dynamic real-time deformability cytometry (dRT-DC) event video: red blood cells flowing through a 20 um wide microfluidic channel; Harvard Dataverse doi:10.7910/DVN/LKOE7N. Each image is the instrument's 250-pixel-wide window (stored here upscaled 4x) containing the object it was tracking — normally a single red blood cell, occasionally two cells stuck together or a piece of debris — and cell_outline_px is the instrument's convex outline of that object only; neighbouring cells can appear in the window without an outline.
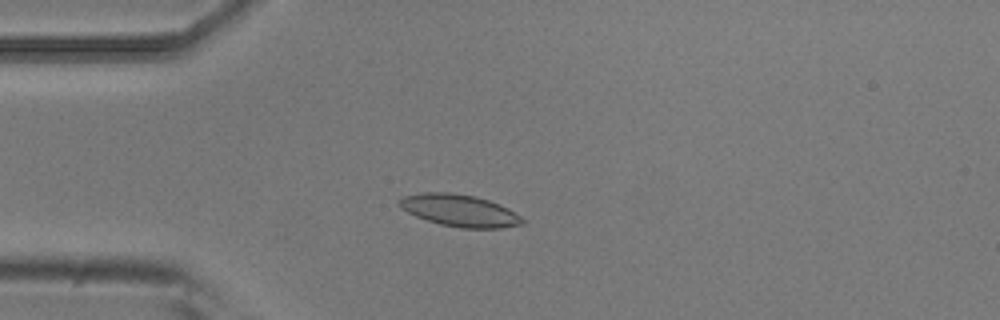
{"species": "common noctule bat (a hibernating species)", "species_latin": "Nyctalus noctula", "temperature_condition": "room temperature", "stored_images_in_passage": 7, "camera_frame_rate_fps": 3000, "um_per_image_px": 0.085, "animal": {"sex": "male", "body_mass_g": 20.5, "forearm_length_mm": 52.5}, "frame": {"image": 1, "passage_image": 4, "time_ms": 1.0, "image_size_px": [1000, 320], "cell_outline_px": [[524, 224], [500, 228], [460, 228], [440, 224], [416, 216], [400, 208], [396, 204], [396, 200], [404, 196], [424, 192], [452, 192], [476, 196], [500, 204], [508, 208], [520, 216], [524, 220]], "centroid_in_image_um": [39.04, 17.88], "position_along_channel_um": 46.0, "area_um2": 23.12}}
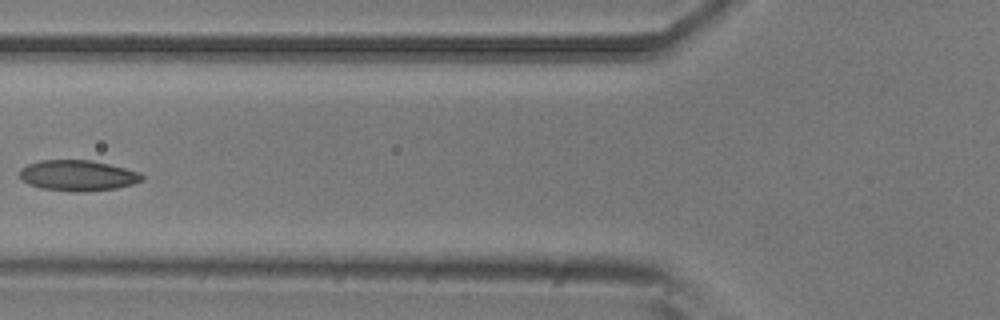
{"frame": {"image": 2, "passage_image": 6, "time_ms": 1.667, "image_size_px": [1000, 320], "cell_outline_px": [[144, 180], [132, 184], [116, 188], [84, 192], [76, 192], [40, 188], [28, 184], [20, 180], [20, 168], [28, 164], [40, 160], [92, 160], [140, 172], [144, 176]], "centroid_in_image_um": [6.59, 14.92], "position_along_channel_um": 119.2, "area_um2": 22.02}}
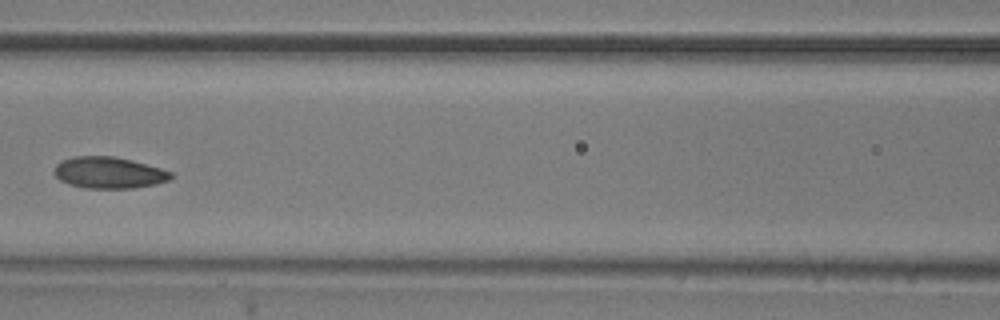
{"frame": {"image": 3, "passage_image": 7, "time_ms": 2.0, "image_size_px": [1000, 320], "cell_outline_px": [[172, 176], [168, 180], [156, 184], [132, 188], [84, 188], [68, 184], [60, 180], [52, 172], [56, 164], [60, 160], [72, 156], [112, 156], [132, 160], [160, 168], [172, 172]], "centroid_in_image_um": [9.2, 14.67], "position_along_channel_um": 157.4, "area_um2": 21.5}}